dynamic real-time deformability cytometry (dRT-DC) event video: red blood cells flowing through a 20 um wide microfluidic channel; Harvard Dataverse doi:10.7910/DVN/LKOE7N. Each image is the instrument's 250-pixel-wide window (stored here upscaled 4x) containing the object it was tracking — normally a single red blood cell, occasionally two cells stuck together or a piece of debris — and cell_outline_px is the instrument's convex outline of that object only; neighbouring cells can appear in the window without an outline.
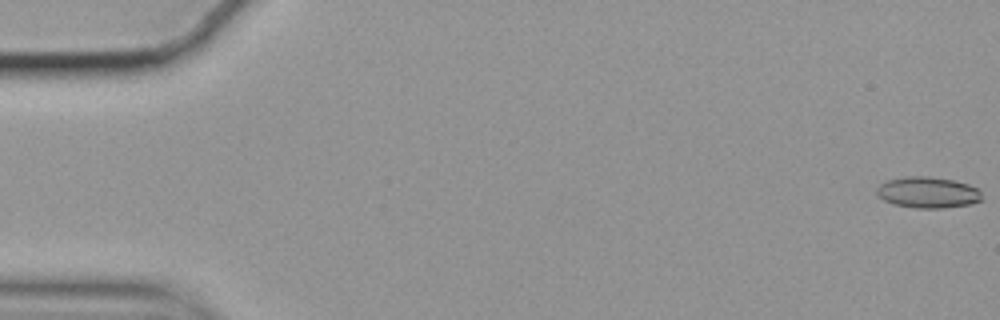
{"species": "common noctule bat (a hibernating species)", "species_latin": "Nyctalus noctula", "temperature_condition": "cold", "stored_images_in_passage": 57, "camera_frame_rate_fps": 3000, "um_per_image_px": 0.085, "animal": {"sex": "female", "body_mass_g": 19.9}, "frame": {"image": 1, "passage_image": 1, "time_ms": 0.0, "image_size_px": [1000, 320], "cell_outline_px": [[984, 200], [968, 204], [944, 208], [916, 208], [892, 204], [876, 196], [876, 188], [880, 184], [888, 180], [904, 176], [928, 176], [952, 180], [968, 184], [980, 188]], "centroid_in_image_um": [78.87, 16.36], "position_along_channel_um": 6.1, "area_um2": 19.36}}
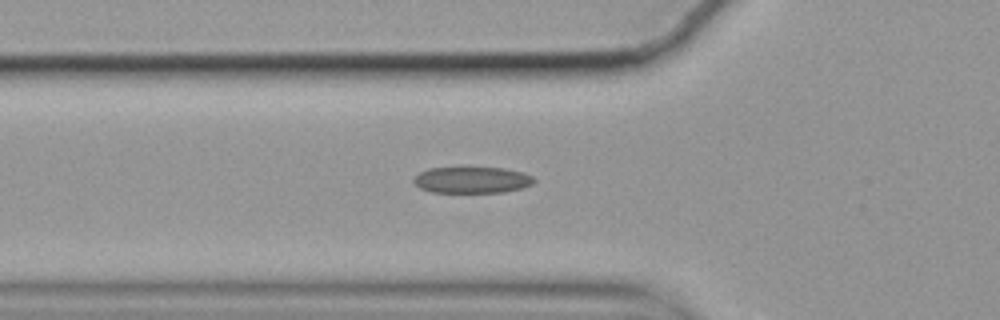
{"frame": {"image": 2, "passage_image": 20, "time_ms": 6.333, "image_size_px": [1000, 320], "cell_outline_px": [[536, 180], [532, 184], [524, 188], [504, 192], [432, 192], [420, 188], [412, 180], [420, 172], [428, 168], [504, 168], [520, 172], [532, 176]], "centroid_in_image_um": [40.13, 15.3], "position_along_channel_um": 85.7, "area_um2": 18.32}}
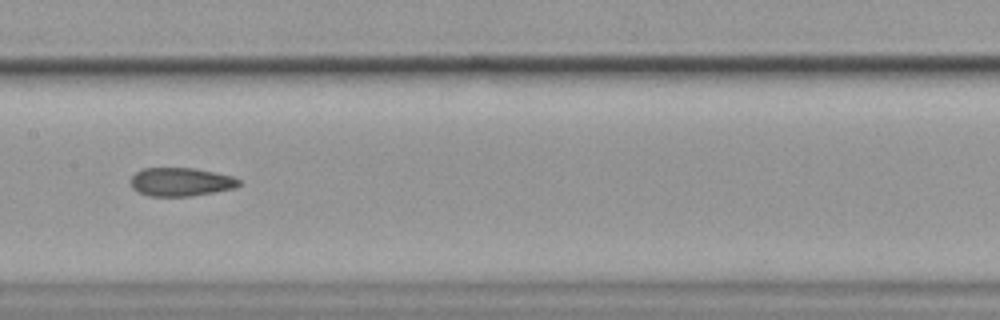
{"frame": {"image": 3, "passage_image": 29, "time_ms": 9.333, "image_size_px": [1000, 320], "cell_outline_px": [[240, 184], [236, 188], [192, 196], [148, 196], [132, 188], [132, 176], [136, 172], [144, 168], [192, 168], [216, 172], [232, 176], [240, 180]], "centroid_in_image_um": [15.4, 15.46], "position_along_channel_um": 192.0, "area_um2": 17.92}, "authors_computed_cell_mechanics": {"area_um2": 18.5538, "velocity_mm_per_s": 3.5235, "shape_relaxation_time_tau1_ms": null, "shape_relaxation_time_tau2_ms": 2.6592, "deformation_change_tau1": null, "deformation_change_tau2": 0.1103}}